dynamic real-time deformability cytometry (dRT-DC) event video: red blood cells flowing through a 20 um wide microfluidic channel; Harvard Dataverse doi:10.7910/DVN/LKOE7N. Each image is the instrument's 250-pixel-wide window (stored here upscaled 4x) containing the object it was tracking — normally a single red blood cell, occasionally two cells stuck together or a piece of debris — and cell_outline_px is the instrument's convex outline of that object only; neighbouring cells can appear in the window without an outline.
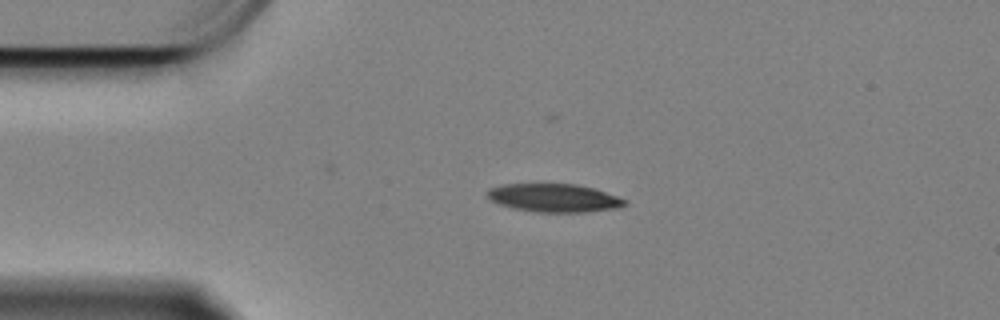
{"species": "Egyptian fruit bat (a non-hibernating species)", "species_latin": "Rousettus aegyptiacus", "temperature_condition": "cold", "stored_images_in_passage": 37, "camera_frame_rate_fps": 3000, "um_per_image_px": 0.085, "animal": {"sex": "female"}, "frame": {"image": 1, "passage_image": 1, "time_ms": 0.0, "image_size_px": [1000, 320], "cell_outline_px": [[628, 204], [616, 208], [584, 212], [536, 212], [512, 208], [500, 204], [492, 200], [488, 196], [488, 192], [492, 188], [504, 184], [576, 184], [592, 188], [628, 200]], "centroid_in_image_um": [47.12, 16.83], "position_along_channel_um": 37.9, "area_um2": 22.31}}
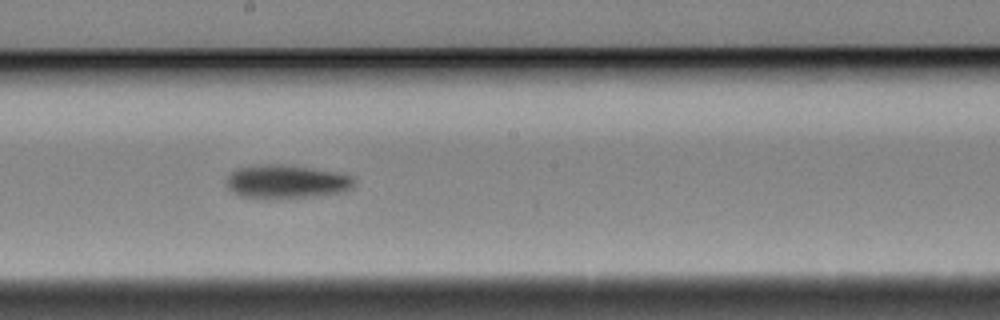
{"frame": {"image": 2, "passage_image": 20, "time_ms": 6.333, "image_size_px": [1000, 320], "cell_outline_px": [[356, 184], [352, 188], [344, 192], [320, 196], [240, 196], [232, 192], [228, 188], [228, 176], [236, 168], [264, 164], [284, 164], [312, 168], [336, 172], [352, 176], [356, 180]], "centroid_in_image_um": [24.43, 15.41], "position_along_channel_um": 223.8, "area_um2": 24.45}}
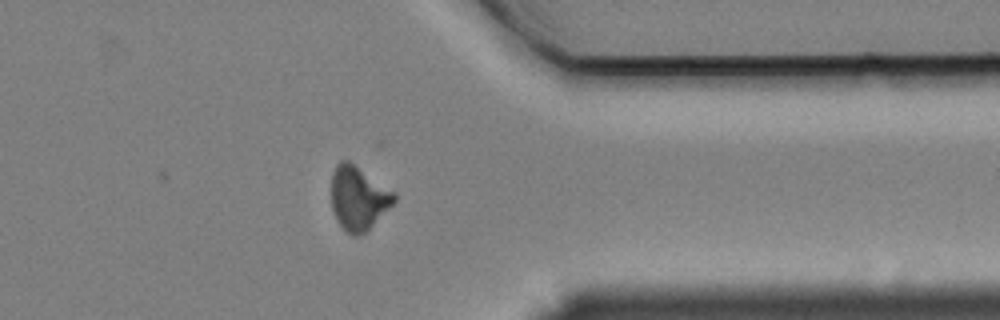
{"frame": {"image": 3, "passage_image": 35, "time_ms": 11.333, "image_size_px": [1000, 320], "cell_outline_px": [[396, 200], [364, 232], [356, 236], [352, 236], [340, 224], [332, 208], [332, 172], [336, 164], [340, 160], [348, 160], [396, 192]], "centroid_in_image_um": [30.46, 16.79], "position_along_channel_um": 380.9, "area_um2": 22.89}, "authors_computed_cell_mechanics": {"area_um2": 23.8136, "velocity_mm_per_s": 3.3403, "shape_relaxation_time_tau1_ms": 3.1805, "shape_relaxation_time_tau2_ms": null, "deformation_change_tau1": 0.1289, "deformation_change_tau2": null}}